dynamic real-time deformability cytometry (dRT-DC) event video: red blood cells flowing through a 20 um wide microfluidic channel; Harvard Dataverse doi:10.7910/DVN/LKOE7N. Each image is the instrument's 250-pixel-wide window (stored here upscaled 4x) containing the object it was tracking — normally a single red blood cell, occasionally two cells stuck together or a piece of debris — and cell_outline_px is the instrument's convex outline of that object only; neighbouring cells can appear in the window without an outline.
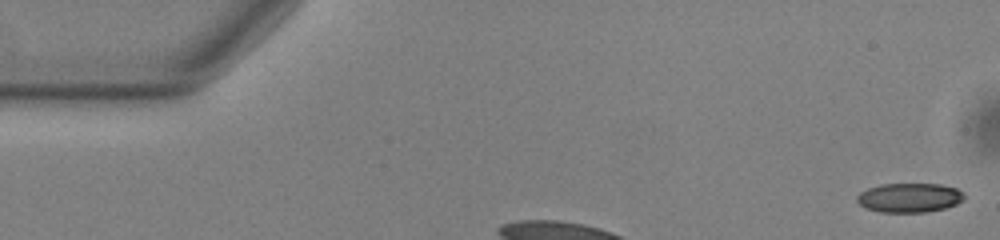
{"species": "common noctule bat (a hibernating species)", "species_latin": "Nyctalus noctula", "temperature_condition": "warm", "stored_images_in_passage": 6, "camera_frame_rate_fps": 3000, "um_per_image_px": 0.085, "animal": {"sex": "male", "body_mass_g": 13.0, "forearm_length_mm": 53.1}, "frame": {"image": 1, "passage_image": 1, "time_ms": 0.0, "image_size_px": [1000, 240], "cell_outline_px": [[964, 200], [956, 204], [944, 208], [924, 212], [880, 212], [864, 208], [856, 200], [856, 196], [860, 192], [868, 188], [880, 184], [940, 184], [956, 188], [964, 192]], "centroid_in_image_um": [77.28, 16.8], "position_along_channel_um": 7.7, "area_um2": 18.38}}